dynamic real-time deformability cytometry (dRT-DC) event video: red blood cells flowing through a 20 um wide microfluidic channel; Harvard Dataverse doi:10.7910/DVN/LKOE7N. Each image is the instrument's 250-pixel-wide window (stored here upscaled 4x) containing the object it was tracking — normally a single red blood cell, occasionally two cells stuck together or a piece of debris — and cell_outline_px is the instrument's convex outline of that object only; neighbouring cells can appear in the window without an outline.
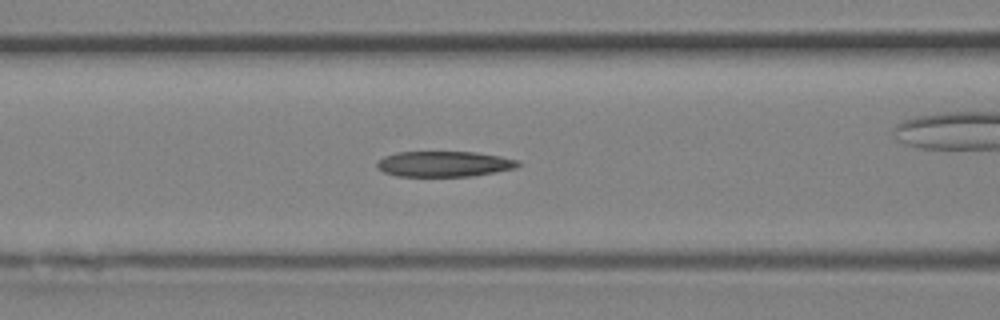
{"species": "Egyptian fruit bat (a non-hibernating species)", "species_latin": "Rousettus aegyptiacus", "temperature_condition": "room temperature", "stored_images_in_passage": 33, "camera_frame_rate_fps": 3000, "um_per_image_px": 0.085, "animal": {"sex": "female"}, "frame": {"image": 1, "passage_image": 13, "time_ms": 4.0, "image_size_px": [1000, 320], "cell_outline_px": [[520, 164], [516, 168], [472, 176], [396, 176], [384, 172], [376, 168], [376, 160], [384, 156], [396, 152], [476, 152], [500, 156], [520, 160]], "centroid_in_image_um": [37.72, 13.93], "position_along_channel_um": 128.9, "area_um2": 21.15}}
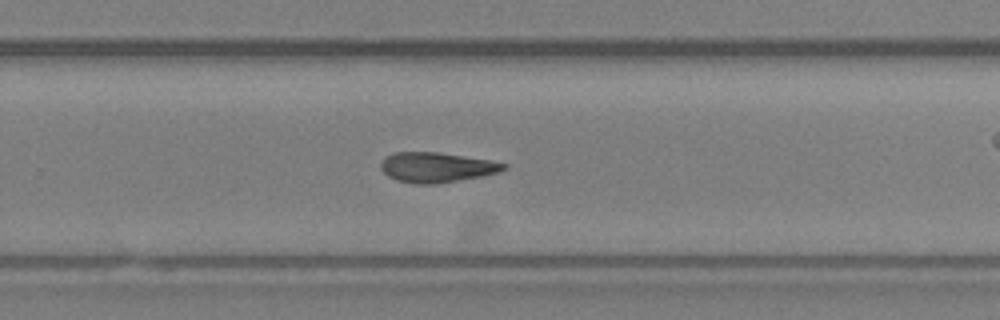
{"frame": {"image": 2, "passage_image": 21, "time_ms": 6.667, "image_size_px": [1000, 320], "cell_outline_px": [[508, 168], [496, 172], [480, 176], [436, 184], [416, 184], [396, 180], [388, 176], [380, 168], [380, 164], [388, 156], [396, 152], [436, 152], [488, 160], [508, 164]], "centroid_in_image_um": [37.09, 14.23], "position_along_channel_um": 292.7, "area_um2": 21.1}}
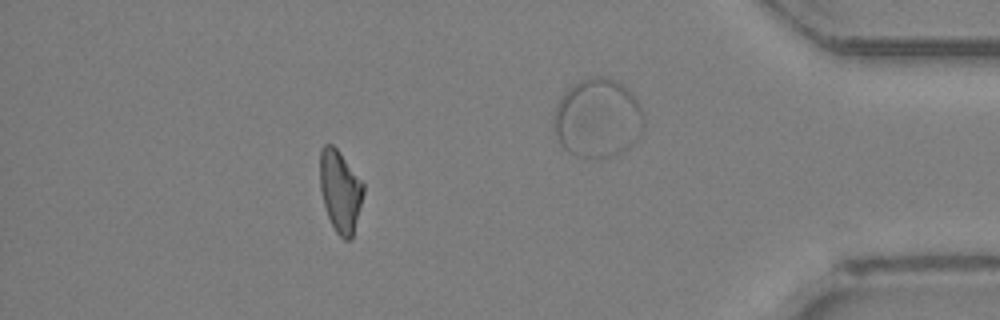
{"frame": {"image": 3, "passage_image": 29, "time_ms": 9.333, "image_size_px": [1000, 320], "cell_outline_px": [[364, 192], [360, 208], [352, 236], [348, 240], [344, 240], [336, 232], [328, 216], [324, 204], [320, 188], [320, 148], [324, 144], [332, 144], [336, 148], [364, 184]], "centroid_in_image_um": [28.9, 16.23], "position_along_channel_um": 406.3, "area_um2": 20.4}}